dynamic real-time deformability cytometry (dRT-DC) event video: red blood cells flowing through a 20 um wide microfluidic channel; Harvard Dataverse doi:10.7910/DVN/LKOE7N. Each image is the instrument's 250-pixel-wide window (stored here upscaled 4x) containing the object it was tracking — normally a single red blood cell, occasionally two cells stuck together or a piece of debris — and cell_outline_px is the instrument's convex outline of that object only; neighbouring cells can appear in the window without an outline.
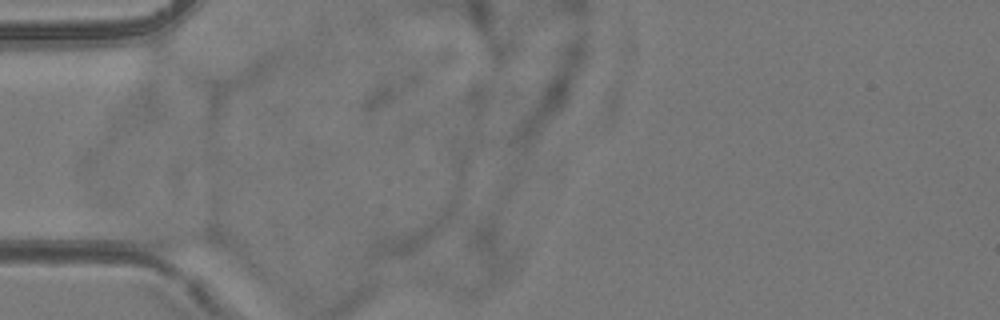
{"species": "common noctule bat (a hibernating species)", "species_latin": "Nyctalus noctula", "temperature_condition": "room temperature", "stored_images_in_passage": 2, "camera_frame_rate_fps": 3000, "um_per_image_px": 0.085, "animal": {"sex": "female", "body_mass_g": 24.6, "forearm_length_mm": 56.2}, "frame": {"image": 1, "passage_image": 1, "time_ms": 0.0, "image_size_px": [1000, 320], "cell_outline_px": [[228, 248], [224, 252], [168, 252], [152, 248], [128, 236], [124, 228], [124, 224], [136, 220], [152, 220], [212, 228], [224, 240]], "centroid_in_image_um": [14.92, 20.12], "position_along_channel_um": 70.1, "area_um2": 17.63}}